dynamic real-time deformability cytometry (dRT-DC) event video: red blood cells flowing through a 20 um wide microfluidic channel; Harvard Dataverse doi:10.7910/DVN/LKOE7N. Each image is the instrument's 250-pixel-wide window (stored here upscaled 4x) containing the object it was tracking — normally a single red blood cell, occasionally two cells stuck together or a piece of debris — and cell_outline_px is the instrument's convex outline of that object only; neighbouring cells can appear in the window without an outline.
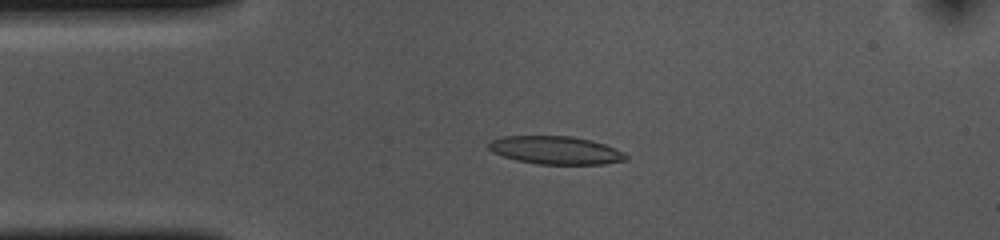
{"species": "common noctule bat (a hibernating species)", "species_latin": "Nyctalus noctula", "temperature_condition": "cold", "stored_images_in_passage": 53, "camera_frame_rate_fps": 3000, "um_per_image_px": 0.085, "animal": {"sex": "female", "body_mass_g": 10.0, "forearm_length_mm": 53.1}, "frame": {"image": 1, "passage_image": 11, "time_ms": 3.333, "image_size_px": [1000, 240], "cell_outline_px": [[628, 160], [604, 164], [536, 164], [516, 160], [492, 152], [488, 148], [488, 144], [492, 140], [504, 136], [572, 136], [592, 140], [616, 148], [628, 156]], "centroid_in_image_um": [47.25, 12.77], "position_along_channel_um": 37.7, "area_um2": 22.48}}
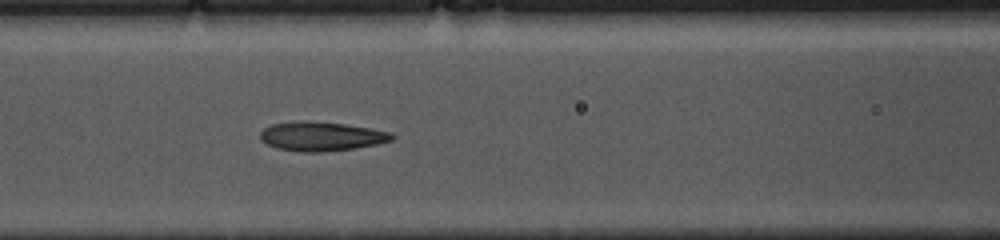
{"frame": {"image": 2, "passage_image": 21, "time_ms": 6.667, "image_size_px": [1000, 240], "cell_outline_px": [[396, 136], [392, 140], [376, 144], [352, 148], [320, 152], [300, 152], [276, 148], [260, 140], [260, 132], [264, 128], [272, 124], [344, 124], [392, 132]], "centroid_in_image_um": [27.35, 11.64], "position_along_channel_um": 139.2, "area_um2": 21.21}}
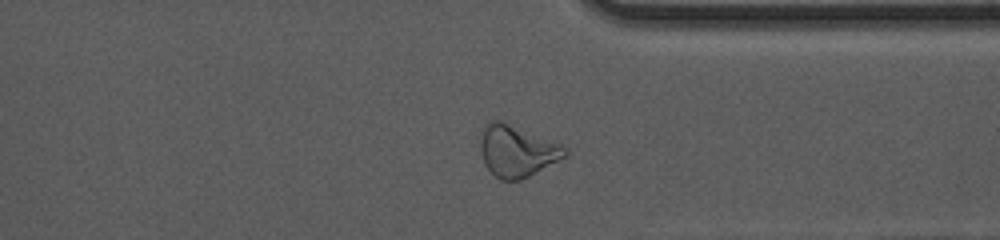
{"frame": {"image": 3, "passage_image": 40, "time_ms": 13.0, "image_size_px": [1000, 240], "cell_outline_px": [[568, 156], [520, 180], [500, 180], [484, 164], [480, 148], [480, 128], [484, 124], [492, 120], [500, 120], [564, 144], [568, 152]], "centroid_in_image_um": [43.94, 12.8], "position_along_channel_um": 367.5, "area_um2": 25.72}, "authors_computed_cell_mechanics": {"area_um2": 22.3686, "velocity_mm_per_s": 3.6516, "shape_relaxation_time_tau1_ms": null, "shape_relaxation_time_tau2_ms": 3.2264, "deformation_change_tau1": null, "deformation_change_tau2": 0.1103}}